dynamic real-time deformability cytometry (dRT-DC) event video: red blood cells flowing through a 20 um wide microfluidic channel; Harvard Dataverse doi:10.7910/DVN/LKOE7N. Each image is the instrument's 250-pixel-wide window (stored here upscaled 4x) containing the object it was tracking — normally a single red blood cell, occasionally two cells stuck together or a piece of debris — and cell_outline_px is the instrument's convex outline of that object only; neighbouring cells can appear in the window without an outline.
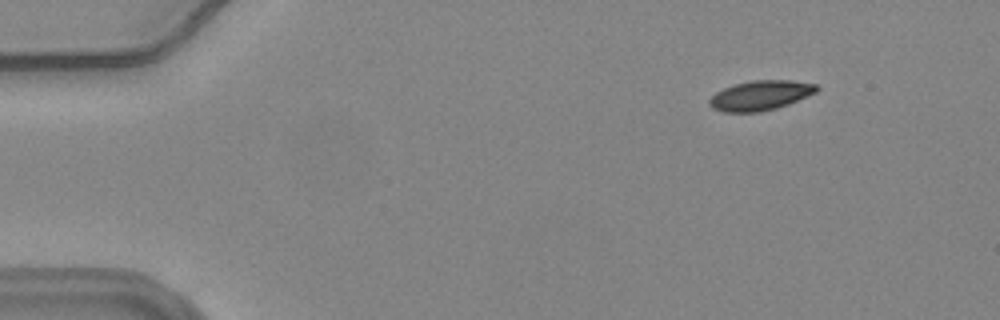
{"species": "common noctule bat (a hibernating species)", "species_latin": "Nyctalus noctula", "temperature_condition": "warm", "stored_images_in_passage": 52, "camera_frame_rate_fps": 3000, "um_per_image_px": 0.085, "animal": {"sex": "female", "body_mass_g": 24.6, "forearm_length_mm": 56.2}, "frame": {"image": 1, "passage_image": 2, "time_ms": 0.333, "image_size_px": [1000, 320], "cell_outline_px": [[820, 88], [816, 92], [788, 104], [776, 108], [760, 112], [724, 112], [712, 108], [708, 104], [708, 100], [716, 92], [724, 88], [736, 84], [752, 80], [792, 80], [816, 84]], "centroid_in_image_um": [64.63, 8.11], "position_along_channel_um": 20.4, "area_um2": 18.55}}
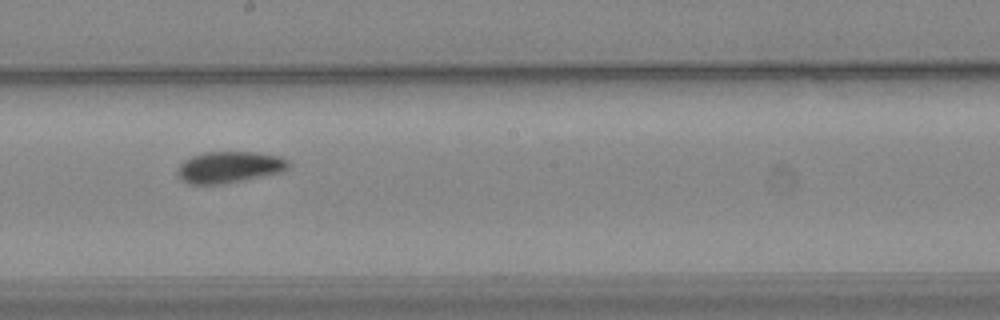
{"frame": {"image": 2, "passage_image": 27, "time_ms": 8.667, "image_size_px": [1000, 320], "cell_outline_px": [[288, 168], [280, 172], [244, 180], [224, 184], [188, 184], [180, 180], [176, 172], [180, 164], [184, 160], [192, 156], [204, 152], [256, 152], [280, 156], [288, 160]], "centroid_in_image_um": [19.45, 14.21], "position_along_channel_um": 228.8, "area_um2": 20.4}}
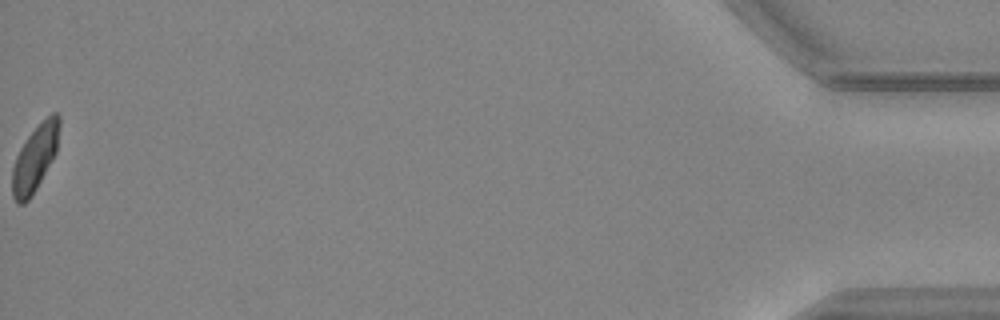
{"frame": {"image": 3, "passage_image": 52, "time_ms": 17.0, "image_size_px": [1000, 320], "cell_outline_px": [[60, 124], [56, 152], [32, 196], [24, 204], [16, 204], [12, 196], [12, 168], [16, 156], [20, 148], [28, 136], [52, 112], [56, 112], [60, 116]], "centroid_in_image_um": [2.96, 13.47], "position_along_channel_um": 432.2, "area_um2": 17.98}, "authors_computed_cell_mechanics": {"area_um2": 19.652, "velocity_mm_per_s": 3.6597, "shape_relaxation_time_tau1_ms": 5.611, "shape_relaxation_time_tau2_ms": null, "deformation_change_tau1": 0.1192, "deformation_change_tau2": null}}